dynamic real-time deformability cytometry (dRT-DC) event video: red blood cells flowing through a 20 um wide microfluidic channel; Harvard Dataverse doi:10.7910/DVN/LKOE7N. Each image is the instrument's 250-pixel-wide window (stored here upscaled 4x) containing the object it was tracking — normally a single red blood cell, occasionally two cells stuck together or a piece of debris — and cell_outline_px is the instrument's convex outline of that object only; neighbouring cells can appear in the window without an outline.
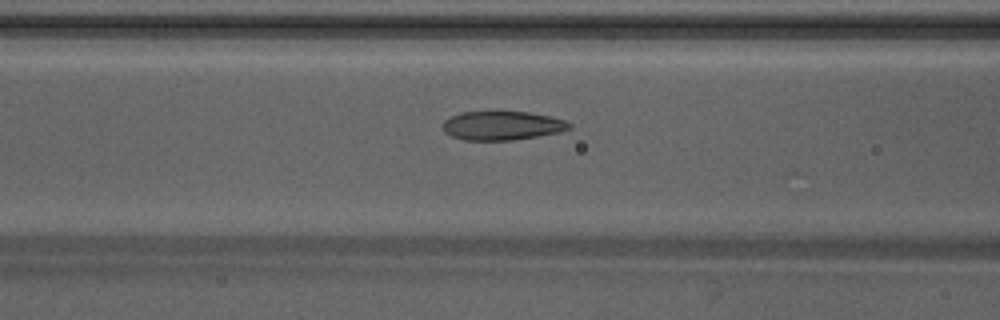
{"species": "Egyptian fruit bat (a non-hibernating species)", "species_latin": "Rousettus aegyptiacus", "temperature_condition": "warm", "stored_images_in_passage": 32, "camera_frame_rate_fps": 3000, "um_per_image_px": 0.085, "animal": {"sex": "male"}, "frame": {"image": 1, "passage_image": 11, "time_ms": 3.333, "image_size_px": [1000, 320], "cell_outline_px": [[572, 128], [556, 132], [536, 136], [512, 140], [464, 140], [452, 136], [444, 132], [444, 120], [460, 112], [528, 112], [552, 116], [564, 120], [572, 124]], "centroid_in_image_um": [42.69, 10.67], "position_along_channel_um": 123.9, "area_um2": 21.1}}
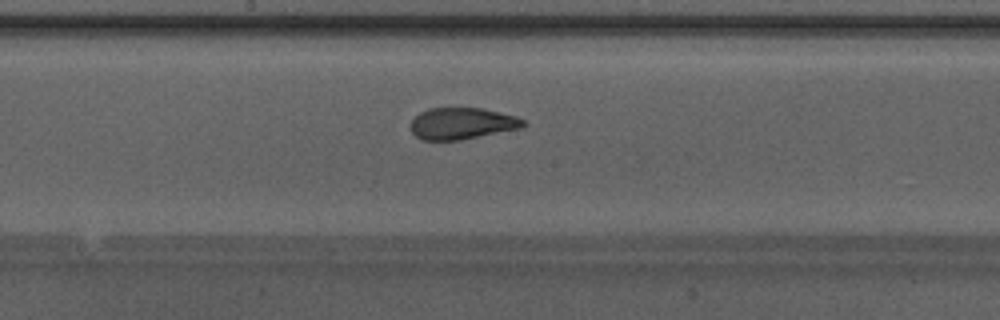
{"frame": {"image": 2, "passage_image": 17, "time_ms": 5.333, "image_size_px": [1000, 320], "cell_outline_px": [[528, 124], [520, 128], [460, 140], [424, 140], [416, 136], [408, 128], [412, 120], [420, 112], [428, 108], [484, 108], [516, 116], [524, 120]], "centroid_in_image_um": [39.25, 10.49], "position_along_channel_um": 208.9, "area_um2": 20.81}}
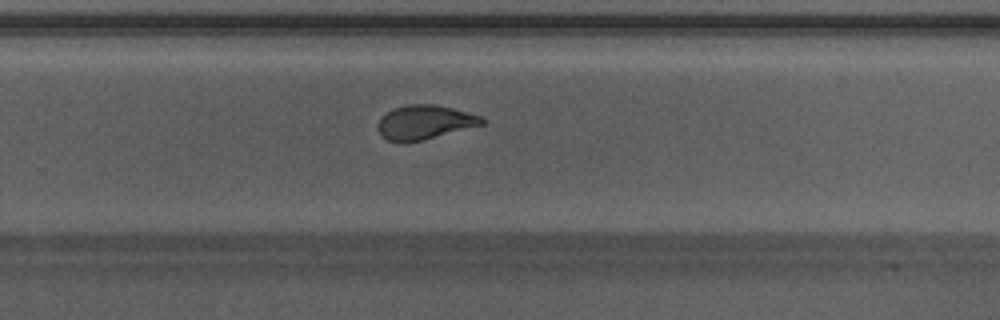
{"frame": {"image": 3, "passage_image": 23, "time_ms": 7.333, "image_size_px": [1000, 320], "cell_outline_px": [[488, 120], [484, 124], [404, 144], [400, 144], [388, 140], [376, 128], [376, 124], [380, 116], [392, 108], [408, 104], [436, 104], [468, 112], [480, 116]], "centroid_in_image_um": [36.04, 10.38], "position_along_channel_um": 293.8, "area_um2": 20.92}, "authors_computed_cell_mechanics": {"area_um2": 21.7039, "velocity_mm_per_s": 4.2538, "shape_relaxation_time_tau1_ms": 10.774, "shape_relaxation_time_tau2_ms": 0.9341, "deformation_change_tau1": 0.3172, "deformation_change_tau2": 0.0717}}